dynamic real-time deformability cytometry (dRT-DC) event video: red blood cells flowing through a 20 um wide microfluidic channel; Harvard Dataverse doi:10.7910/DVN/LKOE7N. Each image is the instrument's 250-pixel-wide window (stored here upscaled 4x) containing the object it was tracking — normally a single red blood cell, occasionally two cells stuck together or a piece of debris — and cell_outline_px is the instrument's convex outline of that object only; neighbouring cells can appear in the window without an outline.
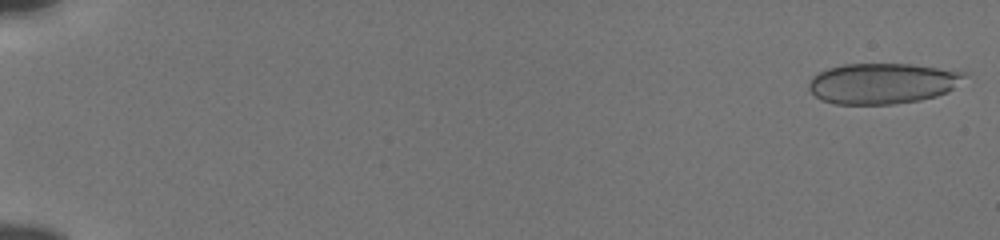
{"species": "human", "species_latin": "Homo sapiens", "temperature_condition": "cold", "stored_images_in_passage": 54, "camera_frame_rate_fps": 3000, "um_per_image_px": 0.085, "donor": {"sex": "male"}, "frame": {"image": 1, "passage_image": 1, "time_ms": 0.0, "image_size_px": [1000, 240], "cell_outline_px": [[968, 72], [948, 92], [936, 96], [920, 100], [892, 104], [836, 104], [820, 100], [808, 88], [808, 84], [812, 76], [828, 68], [844, 64], [912, 64]], "centroid_in_image_um": [74.97, 7.09], "position_along_channel_um": 10.0, "area_um2": 36.76}}
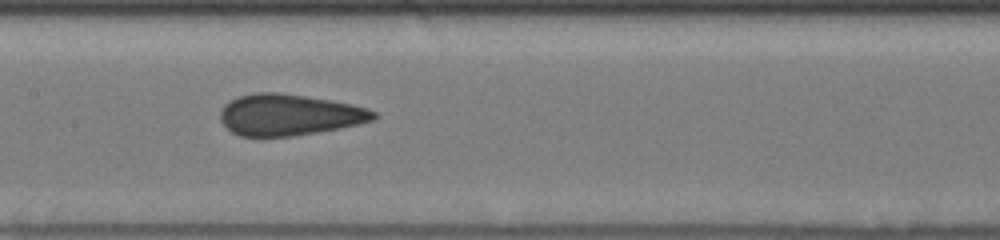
{"frame": {"image": 2, "passage_image": 29, "time_ms": 9.333, "image_size_px": [1000, 240], "cell_outline_px": [[376, 116], [372, 120], [356, 124], [316, 132], [292, 136], [240, 136], [232, 132], [220, 120], [220, 108], [224, 104], [240, 96], [256, 92], [276, 92], [304, 96], [328, 100], [368, 108], [376, 112]], "centroid_in_image_um": [24.52, 9.76], "position_along_channel_um": 182.9, "area_um2": 36.3}}
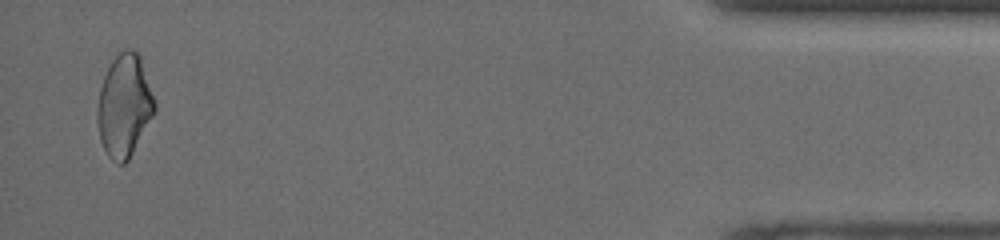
{"frame": {"image": 3, "passage_image": 53, "time_ms": 17.333, "image_size_px": [1000, 240], "cell_outline_px": [[156, 112], [128, 160], [124, 164], [116, 164], [108, 156], [100, 140], [96, 120], [96, 112], [100, 88], [104, 76], [112, 60], [124, 48], [132, 48], [140, 56], [156, 104]], "centroid_in_image_um": [10.56, 9.0], "position_along_channel_um": 424.6, "area_um2": 34.33}, "authors_computed_cell_mechanics": {"area_um2": 36.5874, "velocity_mm_per_s": 3.8635, "shape_relaxation_time_tau1_ms": null, "shape_relaxation_time_tau2_ms": 1.1358, "deformation_change_tau1": null, "deformation_change_tau2": 0.0756}}